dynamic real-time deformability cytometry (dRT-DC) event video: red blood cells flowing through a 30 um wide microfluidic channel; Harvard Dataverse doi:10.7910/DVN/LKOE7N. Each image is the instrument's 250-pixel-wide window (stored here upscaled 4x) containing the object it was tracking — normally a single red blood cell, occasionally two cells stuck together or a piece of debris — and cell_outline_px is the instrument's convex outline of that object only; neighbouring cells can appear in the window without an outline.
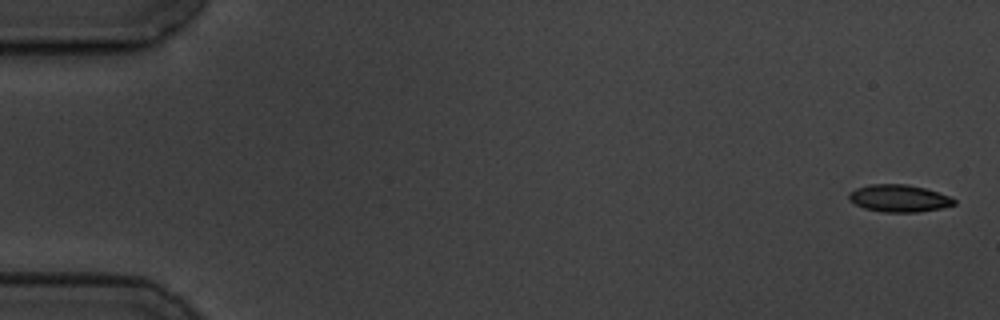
{"species": "common noctule bat (a hibernating species)", "species_latin": "Nyctalus noctula", "temperature_condition": "cold", "stored_images_in_passage": 5, "camera_frame_rate_fps": 3000, "um_per_image_px": 0.085, "animal": {"sex": "male", "body_mass_g": 19.5, "forearm_length_mm": 54.6}, "frame": {"image": 1, "passage_image": 1, "time_ms": 0.0, "image_size_px": [1000, 320], "cell_outline_px": [[956, 204], [940, 208], [916, 212], [884, 212], [864, 208], [848, 200], [848, 192], [856, 188], [872, 184], [908, 184], [924, 188], [948, 196], [956, 200]], "centroid_in_image_um": [76.37, 16.85], "position_along_channel_um": 8.6, "area_um2": 16.59}}
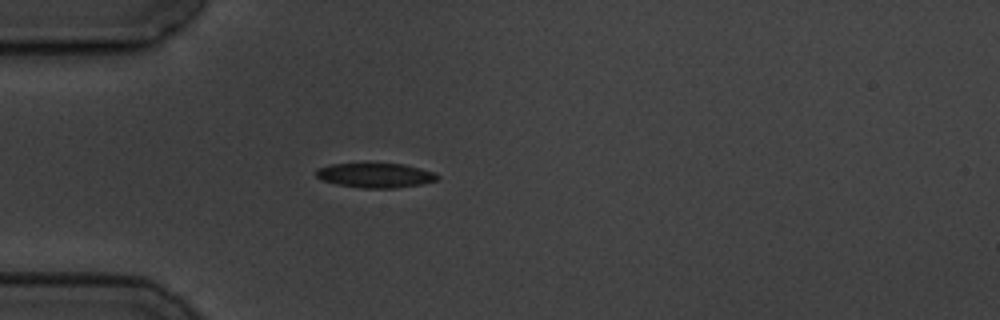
{"frame": {"image": 2, "passage_image": 5, "time_ms": 5.0, "image_size_px": [1000, 320], "cell_outline_px": [[440, 176], [436, 180], [420, 184], [392, 188], [364, 188], [336, 184], [320, 180], [316, 176], [316, 168], [328, 164], [368, 160], [404, 164], [436, 172]], "centroid_in_image_um": [31.84, 14.83], "position_along_channel_um": 53.2, "area_um2": 18.44}}